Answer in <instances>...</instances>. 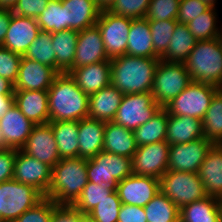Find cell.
Wrapping results in <instances>:
<instances>
[{"label": "cell", "instance_id": "1", "mask_svg": "<svg viewBox=\"0 0 222 222\" xmlns=\"http://www.w3.org/2000/svg\"><path fill=\"white\" fill-rule=\"evenodd\" d=\"M50 122L80 121L88 117L89 95L68 73H59L48 90Z\"/></svg>", "mask_w": 222, "mask_h": 222}, {"label": "cell", "instance_id": "2", "mask_svg": "<svg viewBox=\"0 0 222 222\" xmlns=\"http://www.w3.org/2000/svg\"><path fill=\"white\" fill-rule=\"evenodd\" d=\"M159 60L127 54L110 59V84L123 94L151 92Z\"/></svg>", "mask_w": 222, "mask_h": 222}, {"label": "cell", "instance_id": "3", "mask_svg": "<svg viewBox=\"0 0 222 222\" xmlns=\"http://www.w3.org/2000/svg\"><path fill=\"white\" fill-rule=\"evenodd\" d=\"M87 161L83 158H62L52 168L50 187L44 197L57 205H73L88 183Z\"/></svg>", "mask_w": 222, "mask_h": 222}, {"label": "cell", "instance_id": "4", "mask_svg": "<svg viewBox=\"0 0 222 222\" xmlns=\"http://www.w3.org/2000/svg\"><path fill=\"white\" fill-rule=\"evenodd\" d=\"M184 64L192 81L222 89V46L218 38L197 41Z\"/></svg>", "mask_w": 222, "mask_h": 222}, {"label": "cell", "instance_id": "5", "mask_svg": "<svg viewBox=\"0 0 222 222\" xmlns=\"http://www.w3.org/2000/svg\"><path fill=\"white\" fill-rule=\"evenodd\" d=\"M192 82L184 63L159 60L151 94L154 101L165 108L169 102L178 96Z\"/></svg>", "mask_w": 222, "mask_h": 222}, {"label": "cell", "instance_id": "6", "mask_svg": "<svg viewBox=\"0 0 222 222\" xmlns=\"http://www.w3.org/2000/svg\"><path fill=\"white\" fill-rule=\"evenodd\" d=\"M43 198L34 187L14 179L0 183V222H13Z\"/></svg>", "mask_w": 222, "mask_h": 222}, {"label": "cell", "instance_id": "7", "mask_svg": "<svg viewBox=\"0 0 222 222\" xmlns=\"http://www.w3.org/2000/svg\"><path fill=\"white\" fill-rule=\"evenodd\" d=\"M220 88L192 81L178 96L164 108L169 115L190 116L202 120L212 98Z\"/></svg>", "mask_w": 222, "mask_h": 222}, {"label": "cell", "instance_id": "8", "mask_svg": "<svg viewBox=\"0 0 222 222\" xmlns=\"http://www.w3.org/2000/svg\"><path fill=\"white\" fill-rule=\"evenodd\" d=\"M160 191L179 209L207 197L198 173L167 171L160 178Z\"/></svg>", "mask_w": 222, "mask_h": 222}, {"label": "cell", "instance_id": "9", "mask_svg": "<svg viewBox=\"0 0 222 222\" xmlns=\"http://www.w3.org/2000/svg\"><path fill=\"white\" fill-rule=\"evenodd\" d=\"M133 174L132 158L106 151L99 152L87 161L88 181L116 188L118 182Z\"/></svg>", "mask_w": 222, "mask_h": 222}, {"label": "cell", "instance_id": "10", "mask_svg": "<svg viewBox=\"0 0 222 222\" xmlns=\"http://www.w3.org/2000/svg\"><path fill=\"white\" fill-rule=\"evenodd\" d=\"M160 109L151 92L124 94L113 121L134 131L155 116Z\"/></svg>", "mask_w": 222, "mask_h": 222}, {"label": "cell", "instance_id": "11", "mask_svg": "<svg viewBox=\"0 0 222 222\" xmlns=\"http://www.w3.org/2000/svg\"><path fill=\"white\" fill-rule=\"evenodd\" d=\"M96 26L100 30L109 59L126 54L131 18L101 10Z\"/></svg>", "mask_w": 222, "mask_h": 222}, {"label": "cell", "instance_id": "12", "mask_svg": "<svg viewBox=\"0 0 222 222\" xmlns=\"http://www.w3.org/2000/svg\"><path fill=\"white\" fill-rule=\"evenodd\" d=\"M214 144L204 137L186 144L169 146V171L198 173L206 154Z\"/></svg>", "mask_w": 222, "mask_h": 222}, {"label": "cell", "instance_id": "13", "mask_svg": "<svg viewBox=\"0 0 222 222\" xmlns=\"http://www.w3.org/2000/svg\"><path fill=\"white\" fill-rule=\"evenodd\" d=\"M169 146L165 140L138 146L132 156L133 174L160 180L161 176L168 171Z\"/></svg>", "mask_w": 222, "mask_h": 222}, {"label": "cell", "instance_id": "14", "mask_svg": "<svg viewBox=\"0 0 222 222\" xmlns=\"http://www.w3.org/2000/svg\"><path fill=\"white\" fill-rule=\"evenodd\" d=\"M51 178V166L38 161L21 149H16L12 179L34 187L45 196L50 187Z\"/></svg>", "mask_w": 222, "mask_h": 222}, {"label": "cell", "instance_id": "15", "mask_svg": "<svg viewBox=\"0 0 222 222\" xmlns=\"http://www.w3.org/2000/svg\"><path fill=\"white\" fill-rule=\"evenodd\" d=\"M21 150L52 168L61 159L50 123L34 125Z\"/></svg>", "mask_w": 222, "mask_h": 222}, {"label": "cell", "instance_id": "16", "mask_svg": "<svg viewBox=\"0 0 222 222\" xmlns=\"http://www.w3.org/2000/svg\"><path fill=\"white\" fill-rule=\"evenodd\" d=\"M115 190L122 204L144 207L160 191V180L131 174L118 182Z\"/></svg>", "mask_w": 222, "mask_h": 222}, {"label": "cell", "instance_id": "17", "mask_svg": "<svg viewBox=\"0 0 222 222\" xmlns=\"http://www.w3.org/2000/svg\"><path fill=\"white\" fill-rule=\"evenodd\" d=\"M58 74L54 68L22 56L14 91H48Z\"/></svg>", "mask_w": 222, "mask_h": 222}, {"label": "cell", "instance_id": "18", "mask_svg": "<svg viewBox=\"0 0 222 222\" xmlns=\"http://www.w3.org/2000/svg\"><path fill=\"white\" fill-rule=\"evenodd\" d=\"M40 31L36 18L18 16L13 13L2 47L23 56Z\"/></svg>", "mask_w": 222, "mask_h": 222}, {"label": "cell", "instance_id": "19", "mask_svg": "<svg viewBox=\"0 0 222 222\" xmlns=\"http://www.w3.org/2000/svg\"><path fill=\"white\" fill-rule=\"evenodd\" d=\"M105 60L110 59L105 52L98 27L95 25L79 31L74 62L69 69H76Z\"/></svg>", "mask_w": 222, "mask_h": 222}, {"label": "cell", "instance_id": "20", "mask_svg": "<svg viewBox=\"0 0 222 222\" xmlns=\"http://www.w3.org/2000/svg\"><path fill=\"white\" fill-rule=\"evenodd\" d=\"M65 73L71 75L84 93L91 95L110 85L111 62L105 60L76 69H68Z\"/></svg>", "mask_w": 222, "mask_h": 222}, {"label": "cell", "instance_id": "21", "mask_svg": "<svg viewBox=\"0 0 222 222\" xmlns=\"http://www.w3.org/2000/svg\"><path fill=\"white\" fill-rule=\"evenodd\" d=\"M15 105L34 125L50 122L48 91H14Z\"/></svg>", "mask_w": 222, "mask_h": 222}, {"label": "cell", "instance_id": "22", "mask_svg": "<svg viewBox=\"0 0 222 222\" xmlns=\"http://www.w3.org/2000/svg\"><path fill=\"white\" fill-rule=\"evenodd\" d=\"M65 30L81 31L96 25L101 9L95 0H62Z\"/></svg>", "mask_w": 222, "mask_h": 222}, {"label": "cell", "instance_id": "23", "mask_svg": "<svg viewBox=\"0 0 222 222\" xmlns=\"http://www.w3.org/2000/svg\"><path fill=\"white\" fill-rule=\"evenodd\" d=\"M33 127L34 124L14 104L0 119V128L4 132L7 149H21L25 145Z\"/></svg>", "mask_w": 222, "mask_h": 222}, {"label": "cell", "instance_id": "24", "mask_svg": "<svg viewBox=\"0 0 222 222\" xmlns=\"http://www.w3.org/2000/svg\"><path fill=\"white\" fill-rule=\"evenodd\" d=\"M207 196L222 198V144H214L199 169Z\"/></svg>", "mask_w": 222, "mask_h": 222}, {"label": "cell", "instance_id": "25", "mask_svg": "<svg viewBox=\"0 0 222 222\" xmlns=\"http://www.w3.org/2000/svg\"><path fill=\"white\" fill-rule=\"evenodd\" d=\"M106 122L84 118L78 126V157L91 159L103 150Z\"/></svg>", "mask_w": 222, "mask_h": 222}, {"label": "cell", "instance_id": "26", "mask_svg": "<svg viewBox=\"0 0 222 222\" xmlns=\"http://www.w3.org/2000/svg\"><path fill=\"white\" fill-rule=\"evenodd\" d=\"M124 94L111 84L89 95L88 118L103 122L114 120Z\"/></svg>", "mask_w": 222, "mask_h": 222}, {"label": "cell", "instance_id": "27", "mask_svg": "<svg viewBox=\"0 0 222 222\" xmlns=\"http://www.w3.org/2000/svg\"><path fill=\"white\" fill-rule=\"evenodd\" d=\"M202 137H204L202 120L190 116L168 114L165 141L169 145L186 144Z\"/></svg>", "mask_w": 222, "mask_h": 222}, {"label": "cell", "instance_id": "28", "mask_svg": "<svg viewBox=\"0 0 222 222\" xmlns=\"http://www.w3.org/2000/svg\"><path fill=\"white\" fill-rule=\"evenodd\" d=\"M126 54L137 57L160 58L154 51L149 21L145 17L131 18Z\"/></svg>", "mask_w": 222, "mask_h": 222}, {"label": "cell", "instance_id": "29", "mask_svg": "<svg viewBox=\"0 0 222 222\" xmlns=\"http://www.w3.org/2000/svg\"><path fill=\"white\" fill-rule=\"evenodd\" d=\"M137 147L133 131L114 121L106 122L103 151L132 158Z\"/></svg>", "mask_w": 222, "mask_h": 222}, {"label": "cell", "instance_id": "30", "mask_svg": "<svg viewBox=\"0 0 222 222\" xmlns=\"http://www.w3.org/2000/svg\"><path fill=\"white\" fill-rule=\"evenodd\" d=\"M179 222H222L220 199L207 196L180 209Z\"/></svg>", "mask_w": 222, "mask_h": 222}, {"label": "cell", "instance_id": "31", "mask_svg": "<svg viewBox=\"0 0 222 222\" xmlns=\"http://www.w3.org/2000/svg\"><path fill=\"white\" fill-rule=\"evenodd\" d=\"M196 42L187 24L177 23L168 48L160 59L166 62L184 63Z\"/></svg>", "mask_w": 222, "mask_h": 222}, {"label": "cell", "instance_id": "32", "mask_svg": "<svg viewBox=\"0 0 222 222\" xmlns=\"http://www.w3.org/2000/svg\"><path fill=\"white\" fill-rule=\"evenodd\" d=\"M77 30L67 29L52 33V43L56 56V71L66 72L74 62L78 39Z\"/></svg>", "mask_w": 222, "mask_h": 222}, {"label": "cell", "instance_id": "33", "mask_svg": "<svg viewBox=\"0 0 222 222\" xmlns=\"http://www.w3.org/2000/svg\"><path fill=\"white\" fill-rule=\"evenodd\" d=\"M51 124L60 158H78L79 121H53Z\"/></svg>", "mask_w": 222, "mask_h": 222}, {"label": "cell", "instance_id": "34", "mask_svg": "<svg viewBox=\"0 0 222 222\" xmlns=\"http://www.w3.org/2000/svg\"><path fill=\"white\" fill-rule=\"evenodd\" d=\"M168 112L161 108L155 116L133 131L137 146L164 141L167 134Z\"/></svg>", "mask_w": 222, "mask_h": 222}, {"label": "cell", "instance_id": "35", "mask_svg": "<svg viewBox=\"0 0 222 222\" xmlns=\"http://www.w3.org/2000/svg\"><path fill=\"white\" fill-rule=\"evenodd\" d=\"M202 124L204 138L213 144H222V89L212 98Z\"/></svg>", "mask_w": 222, "mask_h": 222}, {"label": "cell", "instance_id": "36", "mask_svg": "<svg viewBox=\"0 0 222 222\" xmlns=\"http://www.w3.org/2000/svg\"><path fill=\"white\" fill-rule=\"evenodd\" d=\"M147 222H179L180 209L161 191L145 206Z\"/></svg>", "mask_w": 222, "mask_h": 222}, {"label": "cell", "instance_id": "37", "mask_svg": "<svg viewBox=\"0 0 222 222\" xmlns=\"http://www.w3.org/2000/svg\"><path fill=\"white\" fill-rule=\"evenodd\" d=\"M52 45V33L41 30L23 56L56 70V56Z\"/></svg>", "mask_w": 222, "mask_h": 222}, {"label": "cell", "instance_id": "38", "mask_svg": "<svg viewBox=\"0 0 222 222\" xmlns=\"http://www.w3.org/2000/svg\"><path fill=\"white\" fill-rule=\"evenodd\" d=\"M216 9L209 7L204 13L187 23V26L197 41L218 38L221 29L217 27Z\"/></svg>", "mask_w": 222, "mask_h": 222}, {"label": "cell", "instance_id": "39", "mask_svg": "<svg viewBox=\"0 0 222 222\" xmlns=\"http://www.w3.org/2000/svg\"><path fill=\"white\" fill-rule=\"evenodd\" d=\"M114 191L115 188L108 185L100 186L99 184L88 181L73 206L82 214H88L93 207L107 198V196L111 195Z\"/></svg>", "mask_w": 222, "mask_h": 222}, {"label": "cell", "instance_id": "40", "mask_svg": "<svg viewBox=\"0 0 222 222\" xmlns=\"http://www.w3.org/2000/svg\"><path fill=\"white\" fill-rule=\"evenodd\" d=\"M42 31L59 32L65 30V16L62 0H50L46 9L36 18Z\"/></svg>", "mask_w": 222, "mask_h": 222}, {"label": "cell", "instance_id": "41", "mask_svg": "<svg viewBox=\"0 0 222 222\" xmlns=\"http://www.w3.org/2000/svg\"><path fill=\"white\" fill-rule=\"evenodd\" d=\"M122 202L115 190L87 214L93 222H117Z\"/></svg>", "mask_w": 222, "mask_h": 222}, {"label": "cell", "instance_id": "42", "mask_svg": "<svg viewBox=\"0 0 222 222\" xmlns=\"http://www.w3.org/2000/svg\"><path fill=\"white\" fill-rule=\"evenodd\" d=\"M177 20L149 21L154 51L161 56L168 48Z\"/></svg>", "mask_w": 222, "mask_h": 222}, {"label": "cell", "instance_id": "43", "mask_svg": "<svg viewBox=\"0 0 222 222\" xmlns=\"http://www.w3.org/2000/svg\"><path fill=\"white\" fill-rule=\"evenodd\" d=\"M180 0H150L145 18L148 21L177 20Z\"/></svg>", "mask_w": 222, "mask_h": 222}, {"label": "cell", "instance_id": "44", "mask_svg": "<svg viewBox=\"0 0 222 222\" xmlns=\"http://www.w3.org/2000/svg\"><path fill=\"white\" fill-rule=\"evenodd\" d=\"M150 0H116L108 9L112 14L132 19L144 18Z\"/></svg>", "mask_w": 222, "mask_h": 222}, {"label": "cell", "instance_id": "45", "mask_svg": "<svg viewBox=\"0 0 222 222\" xmlns=\"http://www.w3.org/2000/svg\"><path fill=\"white\" fill-rule=\"evenodd\" d=\"M57 204L50 198L44 197L35 206L25 211L13 222H50L53 210Z\"/></svg>", "mask_w": 222, "mask_h": 222}, {"label": "cell", "instance_id": "46", "mask_svg": "<svg viewBox=\"0 0 222 222\" xmlns=\"http://www.w3.org/2000/svg\"><path fill=\"white\" fill-rule=\"evenodd\" d=\"M21 58L22 55L0 46V77L14 84L18 77Z\"/></svg>", "mask_w": 222, "mask_h": 222}, {"label": "cell", "instance_id": "47", "mask_svg": "<svg viewBox=\"0 0 222 222\" xmlns=\"http://www.w3.org/2000/svg\"><path fill=\"white\" fill-rule=\"evenodd\" d=\"M208 8L201 0H180L177 22L187 24Z\"/></svg>", "mask_w": 222, "mask_h": 222}, {"label": "cell", "instance_id": "48", "mask_svg": "<svg viewBox=\"0 0 222 222\" xmlns=\"http://www.w3.org/2000/svg\"><path fill=\"white\" fill-rule=\"evenodd\" d=\"M50 0H18L12 13L18 16L37 18L48 5Z\"/></svg>", "mask_w": 222, "mask_h": 222}, {"label": "cell", "instance_id": "49", "mask_svg": "<svg viewBox=\"0 0 222 222\" xmlns=\"http://www.w3.org/2000/svg\"><path fill=\"white\" fill-rule=\"evenodd\" d=\"M16 149L0 150V183L13 178Z\"/></svg>", "mask_w": 222, "mask_h": 222}, {"label": "cell", "instance_id": "50", "mask_svg": "<svg viewBox=\"0 0 222 222\" xmlns=\"http://www.w3.org/2000/svg\"><path fill=\"white\" fill-rule=\"evenodd\" d=\"M117 222H147L144 207L122 204Z\"/></svg>", "mask_w": 222, "mask_h": 222}, {"label": "cell", "instance_id": "51", "mask_svg": "<svg viewBox=\"0 0 222 222\" xmlns=\"http://www.w3.org/2000/svg\"><path fill=\"white\" fill-rule=\"evenodd\" d=\"M82 215L73 205H57L50 222H77Z\"/></svg>", "mask_w": 222, "mask_h": 222}, {"label": "cell", "instance_id": "52", "mask_svg": "<svg viewBox=\"0 0 222 222\" xmlns=\"http://www.w3.org/2000/svg\"><path fill=\"white\" fill-rule=\"evenodd\" d=\"M12 14L11 9L0 8V46L4 42Z\"/></svg>", "mask_w": 222, "mask_h": 222}, {"label": "cell", "instance_id": "53", "mask_svg": "<svg viewBox=\"0 0 222 222\" xmlns=\"http://www.w3.org/2000/svg\"><path fill=\"white\" fill-rule=\"evenodd\" d=\"M15 104L14 95H0V119Z\"/></svg>", "mask_w": 222, "mask_h": 222}, {"label": "cell", "instance_id": "54", "mask_svg": "<svg viewBox=\"0 0 222 222\" xmlns=\"http://www.w3.org/2000/svg\"><path fill=\"white\" fill-rule=\"evenodd\" d=\"M0 95H14V84L3 77H0Z\"/></svg>", "mask_w": 222, "mask_h": 222}, {"label": "cell", "instance_id": "55", "mask_svg": "<svg viewBox=\"0 0 222 222\" xmlns=\"http://www.w3.org/2000/svg\"><path fill=\"white\" fill-rule=\"evenodd\" d=\"M116 0H95L101 10H108Z\"/></svg>", "mask_w": 222, "mask_h": 222}, {"label": "cell", "instance_id": "56", "mask_svg": "<svg viewBox=\"0 0 222 222\" xmlns=\"http://www.w3.org/2000/svg\"><path fill=\"white\" fill-rule=\"evenodd\" d=\"M18 0H0V8L13 9Z\"/></svg>", "mask_w": 222, "mask_h": 222}, {"label": "cell", "instance_id": "57", "mask_svg": "<svg viewBox=\"0 0 222 222\" xmlns=\"http://www.w3.org/2000/svg\"><path fill=\"white\" fill-rule=\"evenodd\" d=\"M3 131L0 128V150H6L7 149V142L5 140V137L3 135Z\"/></svg>", "mask_w": 222, "mask_h": 222}, {"label": "cell", "instance_id": "58", "mask_svg": "<svg viewBox=\"0 0 222 222\" xmlns=\"http://www.w3.org/2000/svg\"><path fill=\"white\" fill-rule=\"evenodd\" d=\"M77 222H93L87 214H83Z\"/></svg>", "mask_w": 222, "mask_h": 222}, {"label": "cell", "instance_id": "59", "mask_svg": "<svg viewBox=\"0 0 222 222\" xmlns=\"http://www.w3.org/2000/svg\"><path fill=\"white\" fill-rule=\"evenodd\" d=\"M203 3H205L207 6L215 8L216 0H201Z\"/></svg>", "mask_w": 222, "mask_h": 222}, {"label": "cell", "instance_id": "60", "mask_svg": "<svg viewBox=\"0 0 222 222\" xmlns=\"http://www.w3.org/2000/svg\"><path fill=\"white\" fill-rule=\"evenodd\" d=\"M218 40L220 41V44L222 46V28H221L220 35L218 36Z\"/></svg>", "mask_w": 222, "mask_h": 222}]
</instances>
